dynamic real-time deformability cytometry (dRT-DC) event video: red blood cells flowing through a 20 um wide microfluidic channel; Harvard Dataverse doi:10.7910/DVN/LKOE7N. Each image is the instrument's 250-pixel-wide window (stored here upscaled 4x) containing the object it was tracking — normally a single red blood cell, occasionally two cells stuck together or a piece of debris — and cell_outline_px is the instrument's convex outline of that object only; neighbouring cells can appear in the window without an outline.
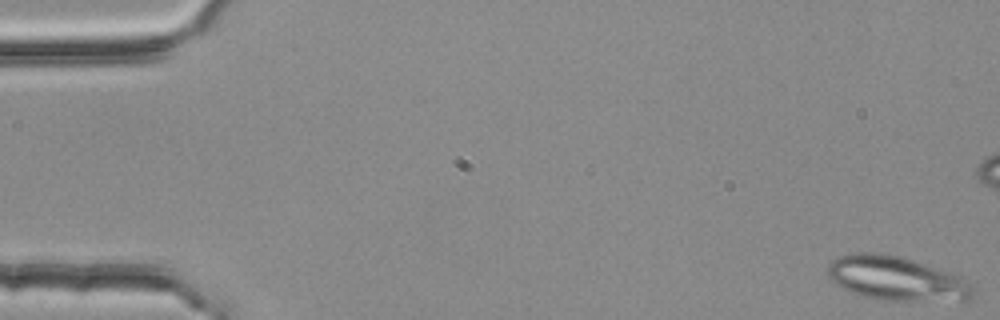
{"species": "common noctule bat (a hibernating species)", "species_latin": "Nyctalus noctula", "temperature_condition": "room temperature", "stored_images_in_passage": 5, "camera_frame_rate_fps": 3000, "um_per_image_px": 0.085, "animal": {"sex": "female", "body_mass_g": 25.1}, "frame": {"image": 1, "passage_image": 1, "time_ms": 0.0, "image_size_px": [1000, 320], "cell_outline_px": [[976, 292], [972, 300], [876, 300], [860, 296], [836, 284], [828, 276], [828, 264], [836, 256], [852, 252], [876, 252], [900, 256], [924, 264], [956, 276], [964, 280]], "centroid_in_image_um": [76.12, 23.67], "position_along_channel_um": 8.9, "area_um2": 37.05}}